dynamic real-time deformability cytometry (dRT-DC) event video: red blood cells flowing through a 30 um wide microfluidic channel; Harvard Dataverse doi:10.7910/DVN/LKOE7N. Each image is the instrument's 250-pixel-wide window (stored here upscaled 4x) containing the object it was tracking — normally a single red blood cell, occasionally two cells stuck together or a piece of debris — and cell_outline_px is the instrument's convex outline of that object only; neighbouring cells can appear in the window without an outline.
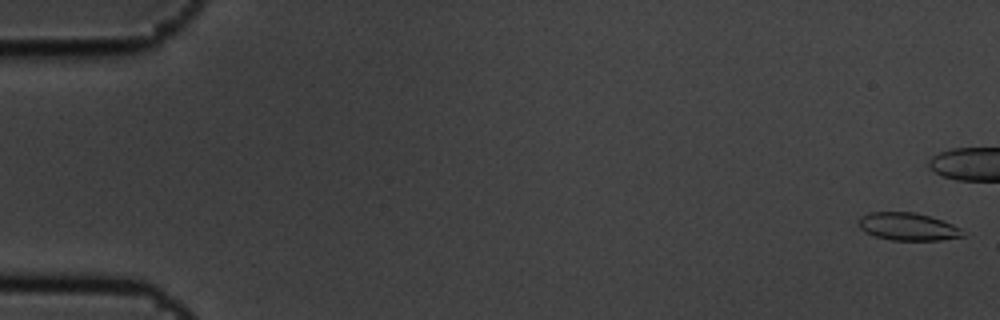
{"species": "common noctule bat (a hibernating species)", "species_latin": "Nyctalus noctula", "temperature_condition": "cold", "stored_images_in_passage": 6, "camera_frame_rate_fps": 3000, "um_per_image_px": 0.085, "animal": {"sex": "male", "body_mass_g": 19.5, "forearm_length_mm": 54.6}, "frame": {"image": 1, "passage_image": 1, "time_ms": 0.0, "image_size_px": [1000, 320], "cell_outline_px": [[964, 236], [940, 240], [892, 240], [876, 236], [864, 232], [860, 228], [860, 216], [868, 212], [912, 212], [928, 216], [952, 224], [960, 228]], "centroid_in_image_um": [77.14, 19.26], "position_along_channel_um": 7.9, "area_um2": 16.53}}